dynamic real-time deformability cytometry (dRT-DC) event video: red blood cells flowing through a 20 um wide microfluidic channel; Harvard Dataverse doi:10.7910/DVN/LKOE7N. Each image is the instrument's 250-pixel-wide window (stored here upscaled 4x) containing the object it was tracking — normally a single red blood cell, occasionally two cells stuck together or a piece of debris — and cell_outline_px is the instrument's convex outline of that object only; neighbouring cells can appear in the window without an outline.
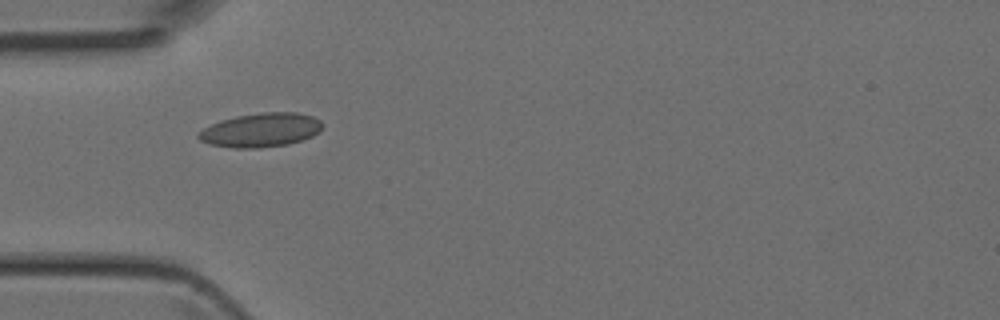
{"species": "Egyptian fruit bat (a non-hibernating species)", "species_latin": "Rousettus aegyptiacus", "temperature_condition": "room temperature", "stored_images_in_passage": 2, "camera_frame_rate_fps": 3000, "um_per_image_px": 0.085, "animal": {"sex": "female"}, "frame": {"image": 1, "passage_image": 1, "time_ms": 0.0, "image_size_px": [1000, 320], "cell_outline_px": [[324, 124], [320, 132], [312, 136], [288, 144], [256, 148], [232, 148], [208, 144], [200, 140], [196, 136], [204, 128], [220, 120], [236, 116], [264, 112], [296, 112], [312, 116], [320, 120]], "centroid_in_image_um": [22.18, 11.05], "position_along_channel_um": 62.8, "area_um2": 24.57}}
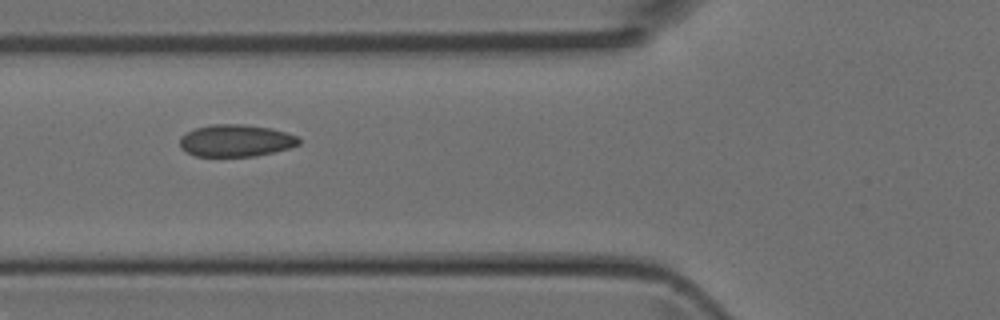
{"frame": {"image": 2, "passage_image": 2, "time_ms": 0.333, "image_size_px": [1000, 320], "cell_outline_px": [[300, 144], [288, 148], [256, 156], [196, 156], [180, 148], [180, 136], [196, 128], [212, 124], [244, 124], [272, 128], [296, 136], [300, 140]], "centroid_in_image_um": [20.04, 11.95], "position_along_channel_um": 105.8, "area_um2": 22.14}}